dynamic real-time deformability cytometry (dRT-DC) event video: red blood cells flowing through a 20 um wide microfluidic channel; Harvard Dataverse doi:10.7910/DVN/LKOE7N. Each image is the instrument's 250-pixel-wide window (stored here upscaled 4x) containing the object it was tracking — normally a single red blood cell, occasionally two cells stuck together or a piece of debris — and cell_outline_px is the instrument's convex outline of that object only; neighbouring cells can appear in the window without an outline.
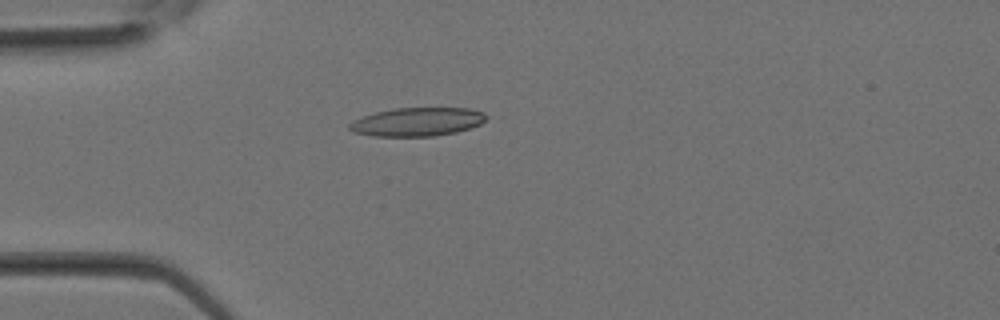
{"species": "Egyptian fruit bat (a non-hibernating species)", "species_latin": "Rousettus aegyptiacus", "temperature_condition": "room temperature", "stored_images_in_passage": 12, "camera_frame_rate_fps": 3000, "um_per_image_px": 0.085, "animal": {"sex": "female"}, "frame": {"image": 1, "passage_image": 9, "time_ms": 2.667, "image_size_px": [1000, 320], "cell_outline_px": [[488, 116], [480, 124], [456, 132], [432, 136], [372, 136], [352, 132], [348, 128], [348, 124], [352, 120], [376, 112], [396, 108], [468, 108], [484, 112]], "centroid_in_image_um": [35.44, 10.35], "position_along_channel_um": 49.6, "area_um2": 22.72}}
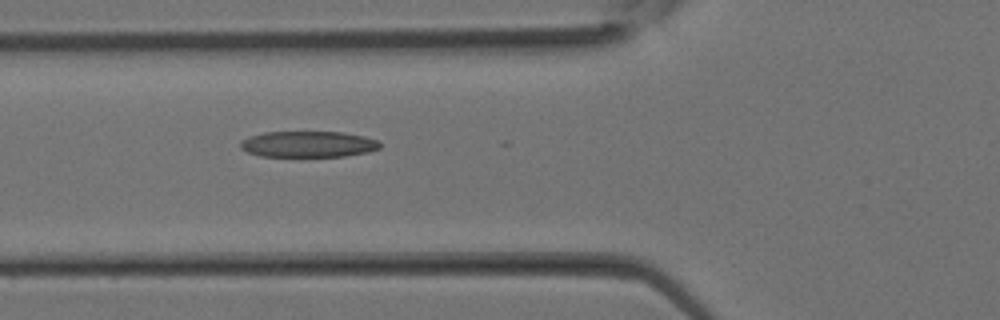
{"frame": {"image": 2, "passage_image": 12, "time_ms": 3.667, "image_size_px": [1000, 320], "cell_outline_px": [[380, 148], [368, 152], [344, 156], [260, 156], [248, 152], [240, 148], [240, 140], [264, 132], [344, 132], [364, 136], [380, 140]], "centroid_in_image_um": [26.22, 12.25], "position_along_channel_um": 99.6, "area_um2": 21.21}}